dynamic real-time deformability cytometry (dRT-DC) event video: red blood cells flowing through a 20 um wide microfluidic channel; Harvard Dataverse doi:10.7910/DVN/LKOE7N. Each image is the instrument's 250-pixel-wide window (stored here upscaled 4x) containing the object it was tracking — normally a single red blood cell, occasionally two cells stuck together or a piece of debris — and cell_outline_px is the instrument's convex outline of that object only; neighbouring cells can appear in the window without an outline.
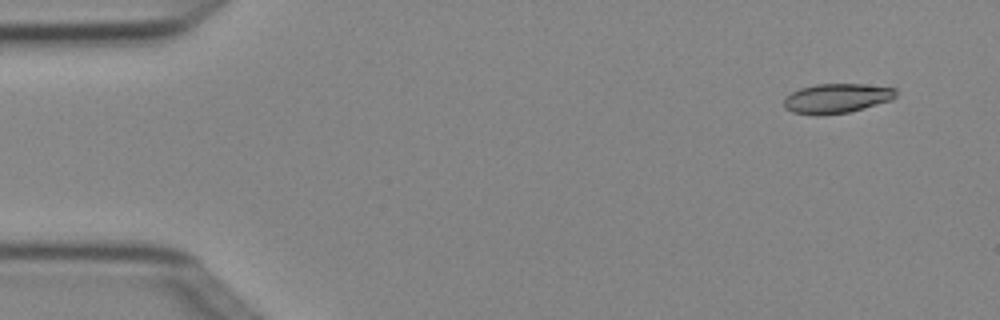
{"species": "Egyptian fruit bat (a non-hibernating species)", "species_latin": "Rousettus aegyptiacus", "temperature_condition": "cold", "stored_images_in_passage": 3, "camera_frame_rate_fps": 3000, "um_per_image_px": 0.085, "animal": {"sex": "female"}, "frame": {"image": 1, "passage_image": 1, "time_ms": 0.0, "image_size_px": [1000, 320], "cell_outline_px": [[896, 96], [892, 100], [864, 108], [848, 112], [816, 116], [792, 112], [784, 108], [784, 96], [800, 88], [816, 84], [864, 84], [896, 88]], "centroid_in_image_um": [71.09, 8.36], "position_along_channel_um": 13.9, "area_um2": 19.48}}
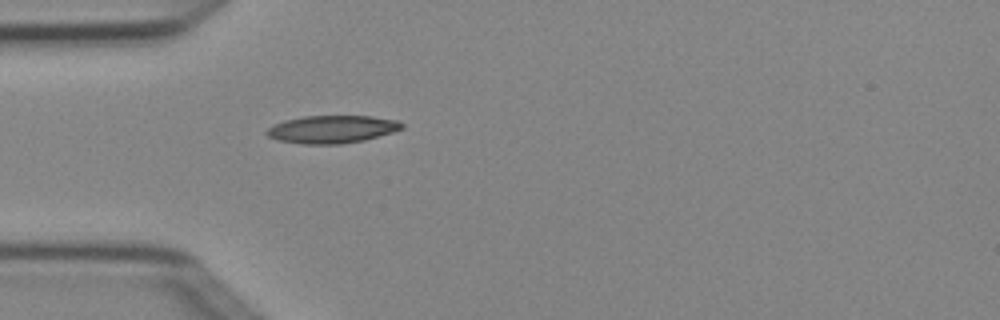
{"frame": {"image": 2, "passage_image": 3, "time_ms": 0.667, "image_size_px": [1000, 320], "cell_outline_px": [[404, 128], [392, 132], [364, 140], [340, 144], [300, 144], [280, 140], [268, 136], [264, 132], [268, 128], [284, 120], [304, 116], [372, 116], [400, 120], [404, 124]], "centroid_in_image_um": [28.25, 10.98], "position_along_channel_um": 56.7, "area_um2": 21.85}}